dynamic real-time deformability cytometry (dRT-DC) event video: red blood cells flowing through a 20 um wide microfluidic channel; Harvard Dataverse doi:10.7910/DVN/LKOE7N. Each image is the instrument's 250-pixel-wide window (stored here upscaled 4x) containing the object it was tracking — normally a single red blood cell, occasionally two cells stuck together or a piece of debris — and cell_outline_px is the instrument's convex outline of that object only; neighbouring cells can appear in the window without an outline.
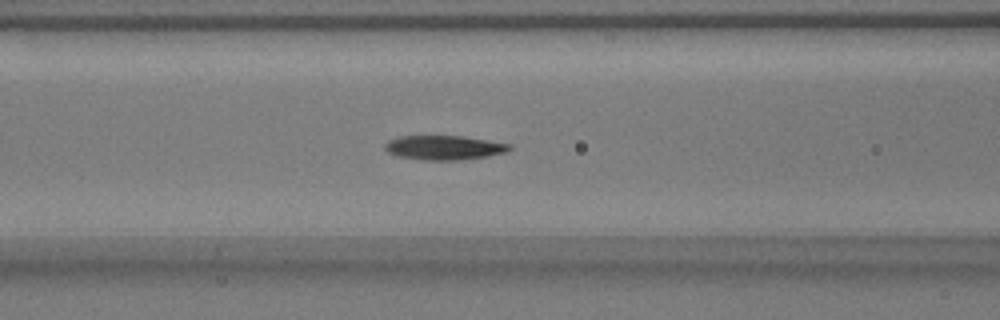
{"species": "common noctule bat (a hibernating species)", "species_latin": "Nyctalus noctula", "temperature_condition": "warm", "stored_images_in_passage": 39, "camera_frame_rate_fps": 3000, "um_per_image_px": 0.085, "animal": {"sex": "male", "body_mass_g": 17.9}, "frame": {"image": 1, "passage_image": 15, "time_ms": 4.667, "image_size_px": [1000, 320], "cell_outline_px": [[512, 148], [508, 152], [488, 156], [460, 160], [424, 160], [396, 156], [388, 152], [384, 148], [384, 144], [388, 140], [400, 136], [460, 136], [488, 140], [512, 144]], "centroid_in_image_um": [37.76, 12.55], "position_along_channel_um": 128.8, "area_um2": 17.8}}
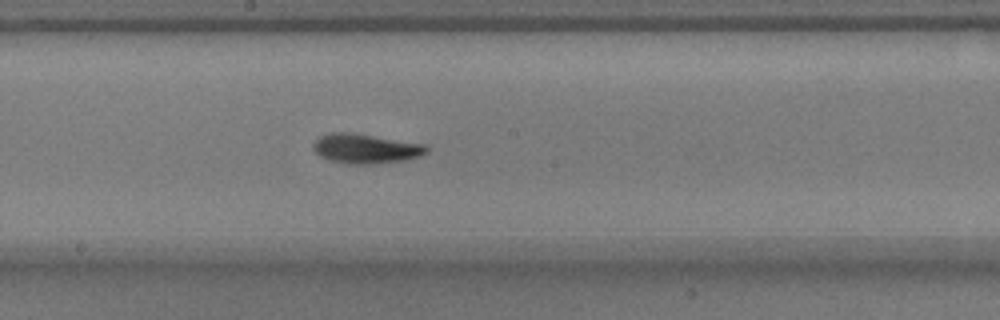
{"frame": {"image": 2, "passage_image": 22, "time_ms": 7.0, "image_size_px": [1000, 320], "cell_outline_px": [[428, 152], [420, 156], [404, 160], [372, 164], [348, 164], [328, 160], [320, 156], [312, 148], [312, 144], [320, 136], [332, 132], [352, 132], [424, 144], [428, 148]], "centroid_in_image_um": [31.06, 12.63], "position_along_channel_um": 217.1, "area_um2": 19.59}}
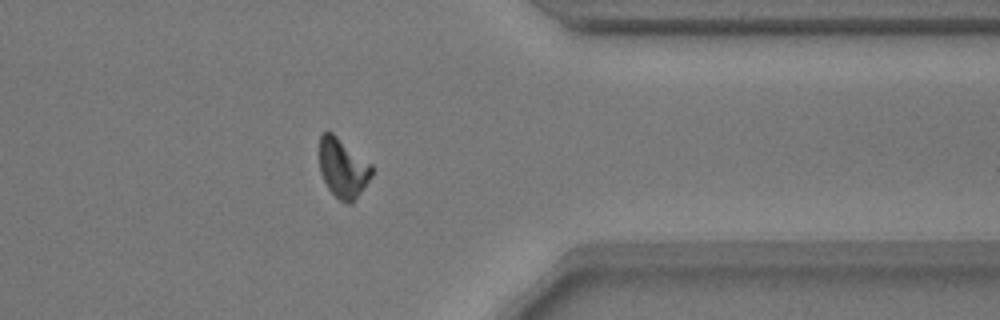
{"frame": {"image": 3, "passage_image": 36, "time_ms": 11.667, "image_size_px": [1000, 320], "cell_outline_px": [[372, 176], [352, 204], [348, 204], [340, 200], [328, 188], [320, 172], [320, 136], [324, 132], [332, 132], [372, 164]], "centroid_in_image_um": [29.16, 14.29], "position_along_channel_um": 382.2, "area_um2": 17.98}, "authors_computed_cell_mechanics": {"area_um2": 17.9758, "velocity_mm_per_s": 3.7909, "shape_relaxation_time_tau1_ms": 2.885, "shape_relaxation_time_tau2_ms": 2.9178, "deformation_change_tau1": 0.1793, "deformation_change_tau2": 0.1063}}